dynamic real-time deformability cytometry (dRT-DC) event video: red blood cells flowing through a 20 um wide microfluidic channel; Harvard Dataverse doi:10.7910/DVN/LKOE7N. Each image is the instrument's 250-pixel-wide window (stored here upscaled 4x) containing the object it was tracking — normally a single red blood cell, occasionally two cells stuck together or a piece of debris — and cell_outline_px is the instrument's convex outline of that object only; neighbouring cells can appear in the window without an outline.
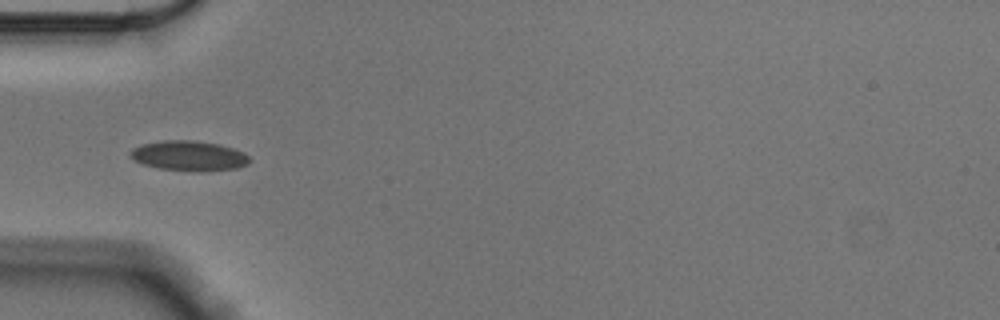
{"species": "Egyptian fruit bat (a non-hibernating species)", "species_latin": "Rousettus aegyptiacus", "temperature_condition": "cold", "stored_images_in_passage": 39, "camera_frame_rate_fps": 3000, "um_per_image_px": 0.085, "animal": {"sex": "male"}, "frame": {"image": 1, "passage_image": 1, "time_ms": 0.0, "image_size_px": [1000, 320], "cell_outline_px": [[252, 160], [248, 164], [236, 168], [200, 172], [160, 168], [144, 164], [136, 160], [128, 152], [132, 148], [140, 144], [160, 140], [192, 140], [220, 144], [244, 152]], "centroid_in_image_um": [16.08, 13.23], "position_along_channel_um": 68.9, "area_um2": 20.92}}
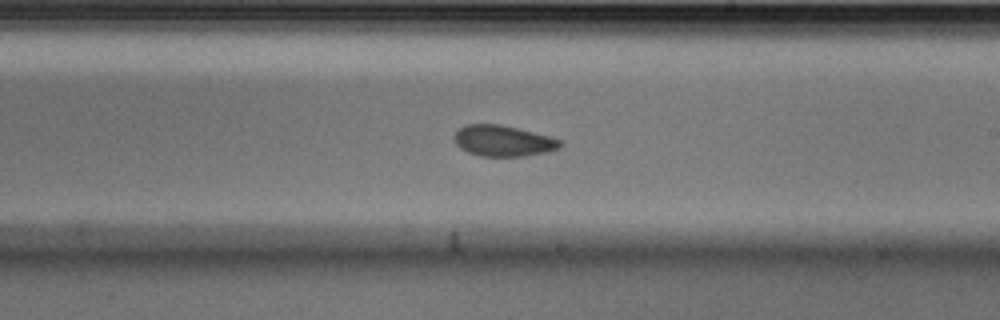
{"frame": {"image": 2, "passage_image": 16, "time_ms": 5.0, "image_size_px": [1000, 320], "cell_outline_px": [[564, 144], [560, 148], [548, 152], [524, 156], [480, 156], [468, 152], [460, 148], [456, 144], [452, 136], [464, 124], [500, 124], [552, 136], [560, 140]], "centroid_in_image_um": [42.78, 11.97], "position_along_channel_um": 246.2, "area_um2": 19.36}}
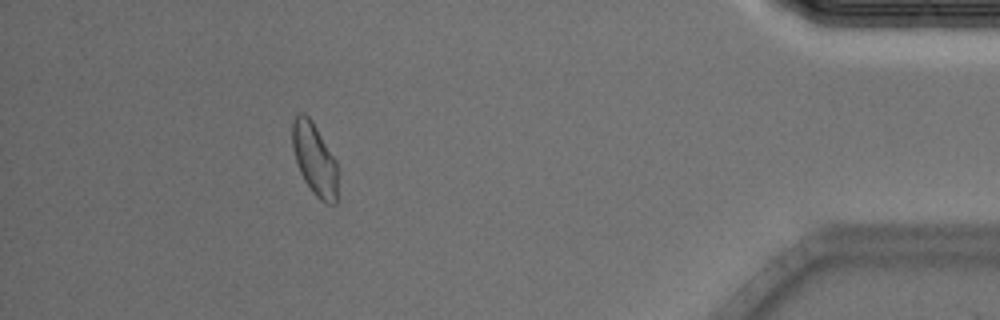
{"frame": {"image": 3, "passage_image": 34, "time_ms": 11.0, "image_size_px": [1000, 320], "cell_outline_px": [[340, 168], [336, 204], [324, 204], [312, 192], [304, 180], [300, 172], [292, 148], [292, 120], [296, 112], [304, 112], [312, 120], [336, 160]], "centroid_in_image_um": [26.77, 13.54], "position_along_channel_um": 408.4, "area_um2": 19.77}, "authors_computed_cell_mechanics": {"area_um2": 19.5942, "velocity_mm_per_s": 3.5401, "shape_relaxation_time_tau1_ms": 6.6938, "shape_relaxation_time_tau2_ms": 2.7661, "deformation_change_tau1": 0.0914, "deformation_change_tau2": 0.0604}}